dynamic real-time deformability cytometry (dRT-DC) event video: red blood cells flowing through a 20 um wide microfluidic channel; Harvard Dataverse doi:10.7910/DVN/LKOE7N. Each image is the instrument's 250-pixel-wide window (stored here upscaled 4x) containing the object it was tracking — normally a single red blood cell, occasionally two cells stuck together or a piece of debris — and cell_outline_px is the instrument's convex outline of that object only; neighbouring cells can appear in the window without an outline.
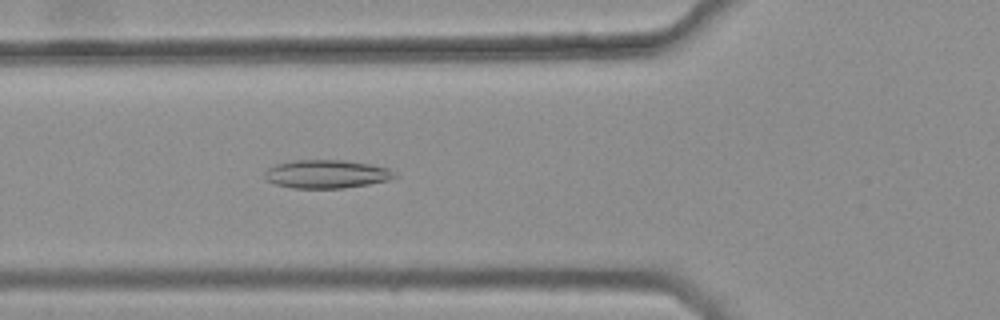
{"species": "common noctule bat (a hibernating species)", "species_latin": "Nyctalus noctula", "temperature_condition": "warm", "stored_images_in_passage": 40, "camera_frame_rate_fps": 3000, "um_per_image_px": 0.085, "animal": {"sex": "female", "body_mass_g": 25.1}, "frame": {"image": 1, "passage_image": 18, "time_ms": 5.667, "image_size_px": [1000, 320], "cell_outline_px": [[400, 176], [388, 180], [368, 184], [344, 188], [292, 188], [276, 184], [268, 180], [264, 176], [264, 172], [268, 168], [276, 164], [292, 160], [344, 160], [372, 164], [388, 168], [396, 172]], "centroid_in_image_um": [27.79, 14.79], "position_along_channel_um": 98.0, "area_um2": 21.62}}
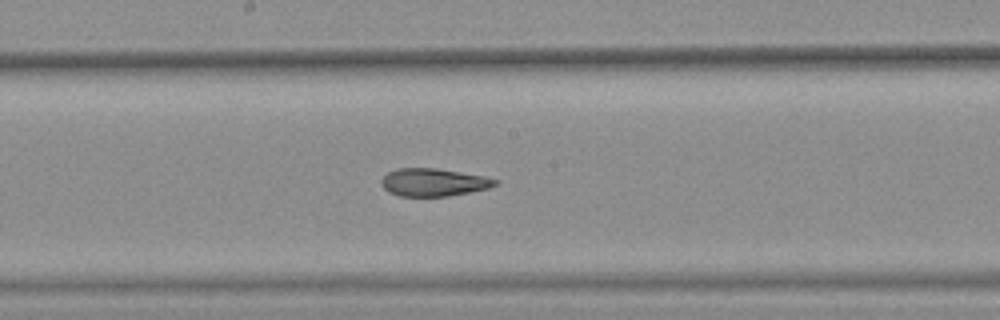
{"frame": {"image": 2, "passage_image": 27, "time_ms": 8.667, "image_size_px": [1000, 320], "cell_outline_px": [[500, 184], [488, 188], [448, 196], [400, 196], [388, 192], [380, 184], [380, 180], [388, 172], [396, 168], [436, 168], [484, 176], [500, 180]], "centroid_in_image_um": [36.85, 15.49], "position_along_channel_um": 211.4, "area_um2": 18.5}}
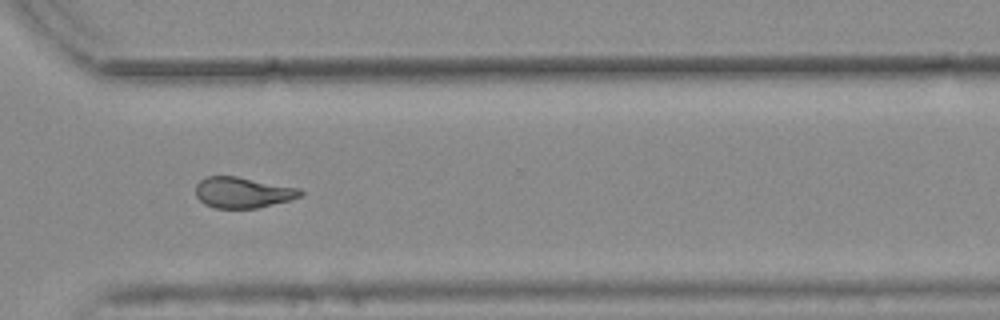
{"frame": {"image": 3, "passage_image": 38, "time_ms": 12.333, "image_size_px": [1000, 320], "cell_outline_px": [[304, 192], [300, 196], [288, 200], [256, 208], [216, 208], [204, 204], [196, 196], [196, 184], [204, 176], [236, 176], [300, 188]], "centroid_in_image_um": [20.6, 16.35], "position_along_channel_um": 350.0, "area_um2": 18.73}, "authors_computed_cell_mechanics": {"area_um2": 19.7965, "velocity_mm_per_s": 3.7734, "shape_relaxation_time_tau1_ms": null, "shape_relaxation_time_tau2_ms": 3.0387, "deformation_change_tau1": null, "deformation_change_tau2": 0.097}}